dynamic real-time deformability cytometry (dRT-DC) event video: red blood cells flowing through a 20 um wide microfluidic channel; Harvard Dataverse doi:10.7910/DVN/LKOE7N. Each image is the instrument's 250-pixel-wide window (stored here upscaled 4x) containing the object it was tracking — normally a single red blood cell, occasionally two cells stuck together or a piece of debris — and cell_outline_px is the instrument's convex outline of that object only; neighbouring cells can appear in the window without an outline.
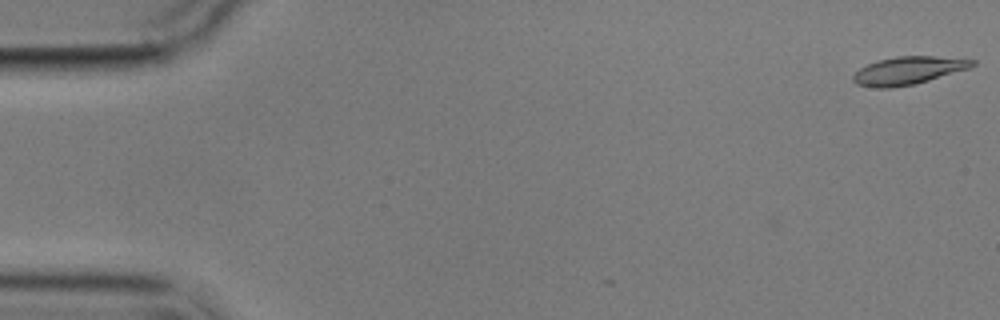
{"species": "common noctule bat (a hibernating species)", "species_latin": "Nyctalus noctula", "temperature_condition": "cold", "stored_images_in_passage": 3, "camera_frame_rate_fps": 3000, "um_per_image_px": 0.085, "animal": {"sex": "male", "body_mass_g": 17.9}, "frame": {"image": 1, "passage_image": 1, "time_ms": 0.0, "image_size_px": [1000, 320], "cell_outline_px": [[976, 64], [968, 68], [928, 80], [912, 84], [892, 88], [876, 88], [856, 84], [852, 80], [852, 76], [860, 68], [868, 64], [880, 60], [896, 56], [932, 56], [976, 60]], "centroid_in_image_um": [77.16, 6.0], "position_along_channel_um": 7.8, "area_um2": 19.02}}